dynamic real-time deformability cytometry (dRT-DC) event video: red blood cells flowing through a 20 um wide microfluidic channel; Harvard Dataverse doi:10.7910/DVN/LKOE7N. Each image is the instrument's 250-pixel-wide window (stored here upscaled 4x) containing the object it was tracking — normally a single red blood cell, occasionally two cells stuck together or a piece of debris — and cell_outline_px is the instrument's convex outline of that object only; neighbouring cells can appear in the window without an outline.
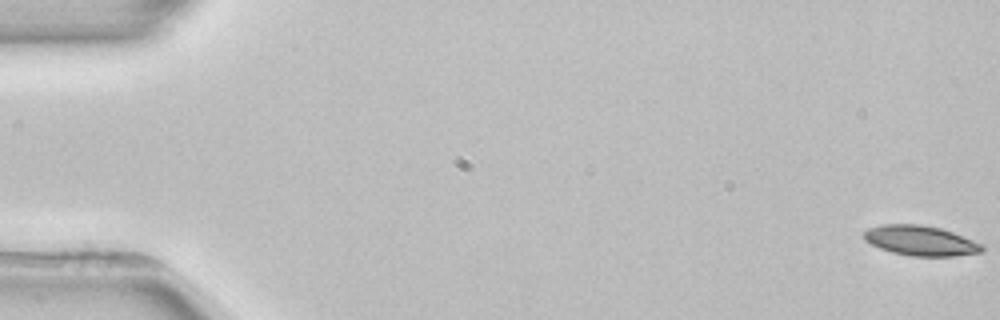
{"species": "common noctule bat (a hibernating species)", "species_latin": "Nyctalus noctula", "temperature_condition": "room temperature", "stored_images_in_passage": 5, "camera_frame_rate_fps": 3000, "um_per_image_px": 0.085, "animal": {"sex": "female", "body_mass_g": 22.7, "forearm_length_mm": 54.2}, "frame": {"image": 1, "passage_image": 1, "time_ms": 0.0, "image_size_px": [1000, 320], "cell_outline_px": [[984, 252], [956, 256], [908, 256], [892, 252], [880, 248], [864, 240], [864, 232], [868, 228], [884, 224], [920, 224], [940, 228], [952, 232], [984, 244]], "centroid_in_image_um": [78.28, 20.46], "position_along_channel_um": 6.7, "area_um2": 20.75}}
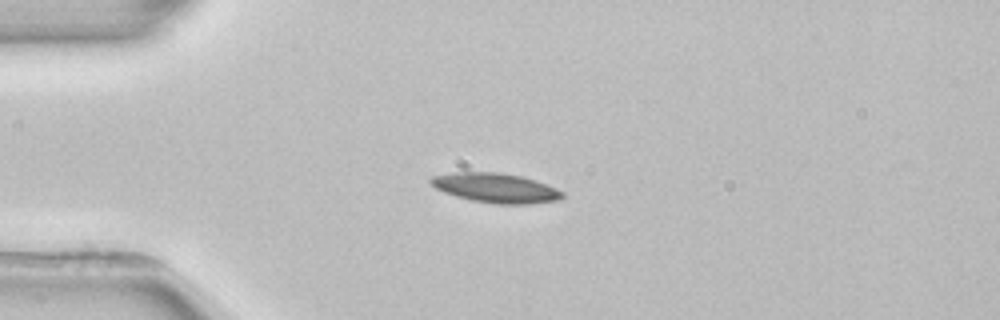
{"frame": {"image": 2, "passage_image": 4, "time_ms": 4.333, "image_size_px": [1000, 320], "cell_outline_px": [[564, 196], [560, 200], [528, 204], [496, 204], [472, 200], [456, 196], [444, 192], [436, 188], [428, 180], [432, 176], [452, 172], [500, 172], [520, 176], [536, 180], [556, 188], [564, 192]], "centroid_in_image_um": [42.15, 15.97], "position_along_channel_um": 42.9, "area_um2": 22.72}}